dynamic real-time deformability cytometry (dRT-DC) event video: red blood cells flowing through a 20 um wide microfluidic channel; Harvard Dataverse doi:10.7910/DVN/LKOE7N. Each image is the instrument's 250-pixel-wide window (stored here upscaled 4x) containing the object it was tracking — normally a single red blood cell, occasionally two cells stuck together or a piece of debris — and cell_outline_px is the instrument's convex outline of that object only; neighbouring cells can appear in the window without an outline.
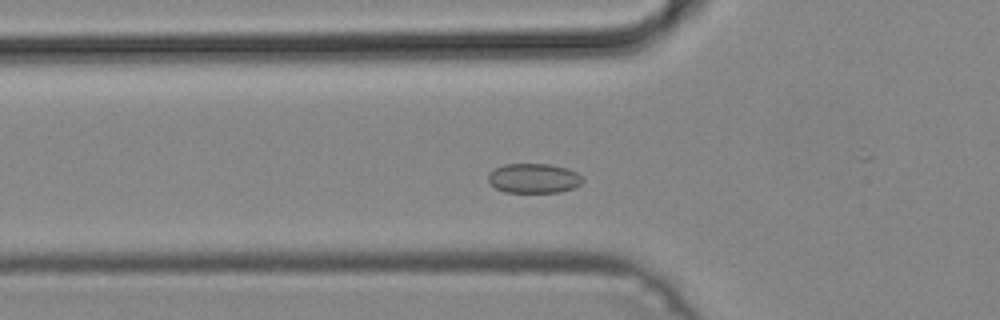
{"species": "common noctule bat (a hibernating species)", "species_latin": "Nyctalus noctula", "temperature_condition": "cold", "stored_images_in_passage": 38, "camera_frame_rate_fps": 3000, "um_per_image_px": 0.085, "animal": {"sex": "male", "body_mass_g": 19.2, "forearm_length_mm": 51.8}, "frame": {"image": 1, "passage_image": 5, "time_ms": 1.333, "image_size_px": [1000, 320], "cell_outline_px": [[584, 180], [580, 184], [572, 188], [560, 192], [504, 192], [496, 188], [488, 180], [488, 172], [504, 164], [548, 164], [568, 168], [576, 172]], "centroid_in_image_um": [45.36, 15.15], "position_along_channel_um": 80.4, "area_um2": 16.24}}
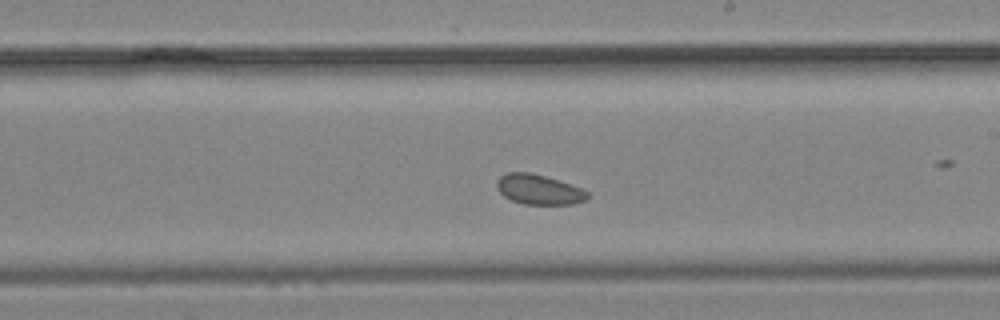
{"frame": {"image": 2, "passage_image": 17, "time_ms": 5.333, "image_size_px": [1000, 320], "cell_outline_px": [[588, 196], [584, 200], [572, 204], [524, 204], [512, 200], [504, 196], [496, 188], [496, 180], [500, 176], [508, 172], [528, 172], [544, 176], [584, 188], [588, 192]], "centroid_in_image_um": [45.78, 16.1], "position_along_channel_um": 243.2, "area_um2": 15.78}}
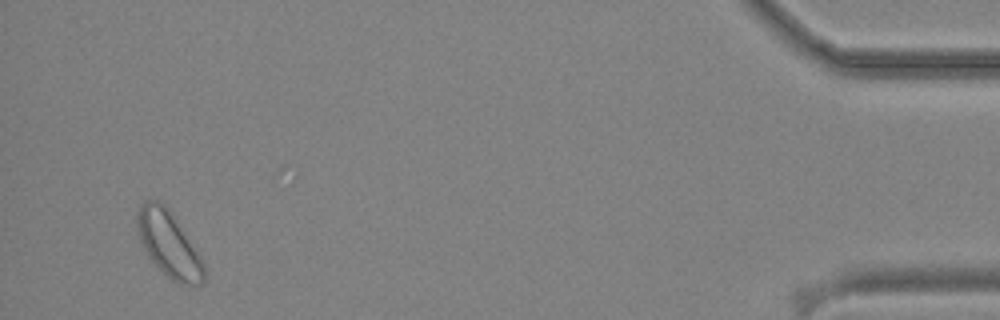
{"frame": {"image": 3, "passage_image": 36, "time_ms": 11.667, "image_size_px": [1000, 320], "cell_outline_px": [[204, 280], [200, 284], [176, 284], [152, 260], [144, 248], [140, 240], [136, 224], [136, 212], [140, 204], [144, 200], [160, 200], [172, 212], [200, 256], [204, 264]], "centroid_in_image_um": [14.32, 20.7], "position_along_channel_um": 420.9, "area_um2": 25.32}}